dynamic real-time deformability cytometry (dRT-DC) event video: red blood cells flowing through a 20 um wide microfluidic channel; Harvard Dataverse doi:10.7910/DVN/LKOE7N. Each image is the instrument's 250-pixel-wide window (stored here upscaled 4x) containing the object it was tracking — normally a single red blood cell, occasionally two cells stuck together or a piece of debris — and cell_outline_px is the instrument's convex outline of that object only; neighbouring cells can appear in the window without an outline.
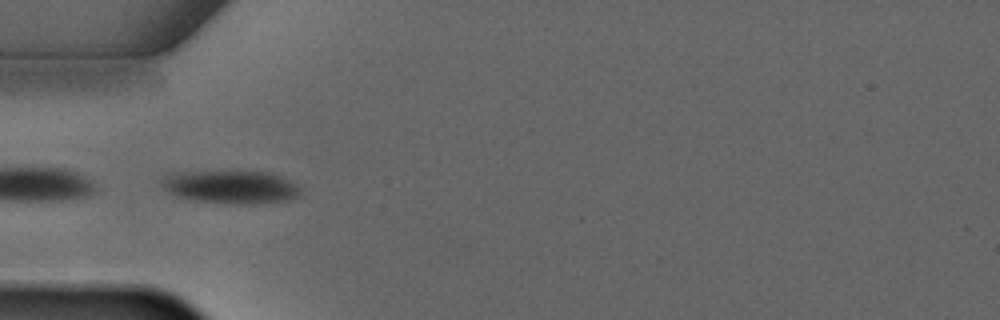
{"species": "common noctule bat (a hibernating species)", "species_latin": "Nyctalus noctula", "temperature_condition": "warm", "stored_images_in_passage": 6, "camera_frame_rate_fps": 3000, "um_per_image_px": 0.085, "animal": {"sex": "male", "forearm_length_mm": 52.5}, "frame": {"image": 1, "passage_image": 4, "time_ms": 4.333, "image_size_px": [1000, 320], "cell_outline_px": [[300, 196], [288, 200], [200, 200], [176, 196], [168, 192], [164, 188], [160, 180], [184, 172], [268, 172], [280, 176], [288, 180], [300, 188]], "centroid_in_image_um": [19.63, 15.83], "position_along_channel_um": 65.4, "area_um2": 24.45}}
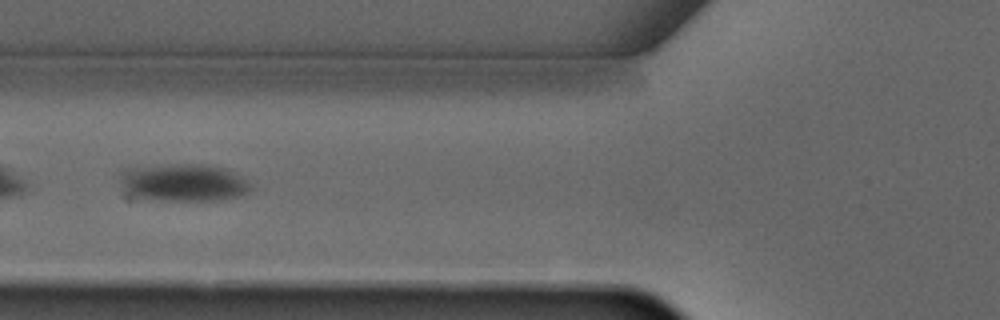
{"frame": {"image": 2, "passage_image": 5, "time_ms": 5.333, "image_size_px": [1000, 320], "cell_outline_px": [[248, 192], [236, 196], [220, 200], [168, 200], [140, 196], [128, 188], [120, 180], [120, 172], [136, 164], [200, 164], [224, 168], [244, 180], [248, 184]], "centroid_in_image_um": [15.56, 15.47], "position_along_channel_um": 110.2, "area_um2": 27.74}}